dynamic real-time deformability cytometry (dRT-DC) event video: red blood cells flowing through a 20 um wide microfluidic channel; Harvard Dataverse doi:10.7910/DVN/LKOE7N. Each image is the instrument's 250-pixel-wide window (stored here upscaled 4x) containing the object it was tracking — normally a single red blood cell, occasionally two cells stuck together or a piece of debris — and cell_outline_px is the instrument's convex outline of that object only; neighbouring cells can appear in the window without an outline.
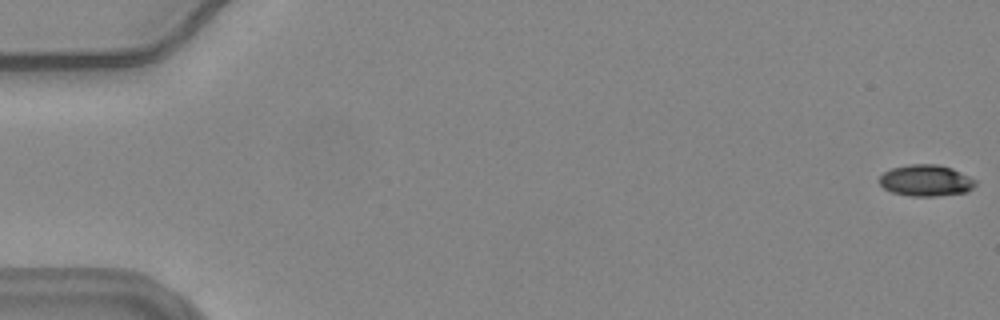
{"species": "common noctule bat (a hibernating species)", "species_latin": "Nyctalus noctula", "temperature_condition": "warm", "stored_images_in_passage": 4, "camera_frame_rate_fps": 3000, "um_per_image_px": 0.085, "animal": {"sex": "female", "body_mass_g": 24.6, "forearm_length_mm": 56.2}, "frame": {"image": 1, "passage_image": 1, "time_ms": 0.0, "image_size_px": [1000, 320], "cell_outline_px": [[976, 184], [968, 192], [936, 196], [908, 196], [892, 192], [884, 188], [880, 184], [880, 176], [884, 172], [892, 168], [912, 164], [936, 164], [952, 168], [976, 180]], "centroid_in_image_um": [78.71, 15.35], "position_along_channel_um": 6.3, "area_um2": 17.51}}